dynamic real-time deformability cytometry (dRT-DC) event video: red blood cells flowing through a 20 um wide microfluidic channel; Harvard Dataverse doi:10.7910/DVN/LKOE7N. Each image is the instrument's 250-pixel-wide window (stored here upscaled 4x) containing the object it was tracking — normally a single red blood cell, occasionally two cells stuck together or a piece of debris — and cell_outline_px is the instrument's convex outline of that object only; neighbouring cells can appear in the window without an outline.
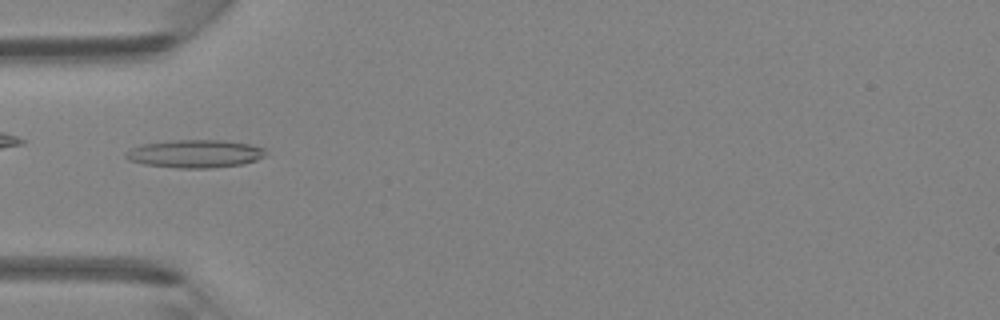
{"species": "Egyptian fruit bat (a non-hibernating species)", "species_latin": "Rousettus aegyptiacus", "temperature_condition": "room temperature", "stored_images_in_passage": 45, "camera_frame_rate_fps": 3000, "um_per_image_px": 0.085, "animal": {"sex": "female"}, "frame": {"image": 1, "passage_image": 14, "time_ms": 4.333, "image_size_px": [1000, 320], "cell_outline_px": [[264, 156], [256, 160], [244, 164], [212, 168], [176, 168], [144, 164], [128, 160], [124, 156], [124, 152], [140, 144], [172, 140], [224, 140], [248, 144], [264, 148]], "centroid_in_image_um": [16.53, 13.07], "position_along_channel_um": 68.5, "area_um2": 22.89}}